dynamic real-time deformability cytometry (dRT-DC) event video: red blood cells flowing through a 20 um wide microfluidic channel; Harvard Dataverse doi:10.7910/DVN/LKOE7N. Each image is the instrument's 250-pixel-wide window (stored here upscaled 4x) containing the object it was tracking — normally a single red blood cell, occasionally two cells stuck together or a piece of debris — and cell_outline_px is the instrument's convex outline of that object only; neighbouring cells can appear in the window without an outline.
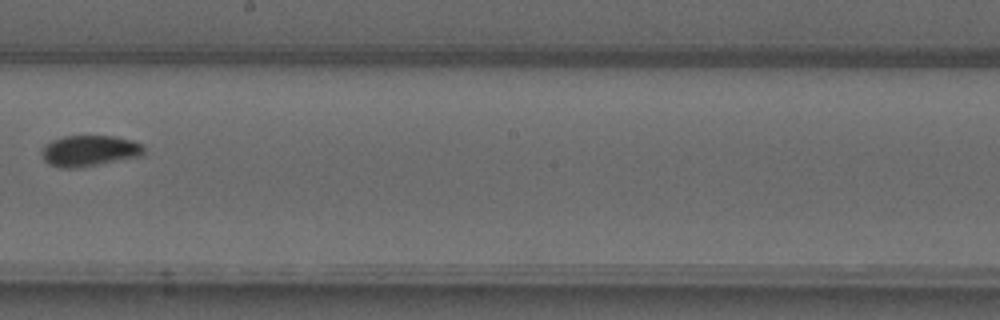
{"species": "common noctule bat (a hibernating species)", "species_latin": "Nyctalus noctula", "temperature_condition": "warm", "stored_images_in_passage": 8, "camera_frame_rate_fps": 3000, "um_per_image_px": 0.085, "animal": {"sex": "male", "forearm_length_mm": 52.5}, "frame": {"image": 1, "passage_image": 8, "time_ms": 8.333, "image_size_px": [1000, 320], "cell_outline_px": [[144, 156], [72, 168], [60, 168], [48, 164], [44, 160], [40, 152], [44, 144], [52, 140], [64, 136], [112, 136], [132, 140], [140, 144], [144, 148]], "centroid_in_image_um": [7.56, 12.81], "position_along_channel_um": 240.6, "area_um2": 18.44}}